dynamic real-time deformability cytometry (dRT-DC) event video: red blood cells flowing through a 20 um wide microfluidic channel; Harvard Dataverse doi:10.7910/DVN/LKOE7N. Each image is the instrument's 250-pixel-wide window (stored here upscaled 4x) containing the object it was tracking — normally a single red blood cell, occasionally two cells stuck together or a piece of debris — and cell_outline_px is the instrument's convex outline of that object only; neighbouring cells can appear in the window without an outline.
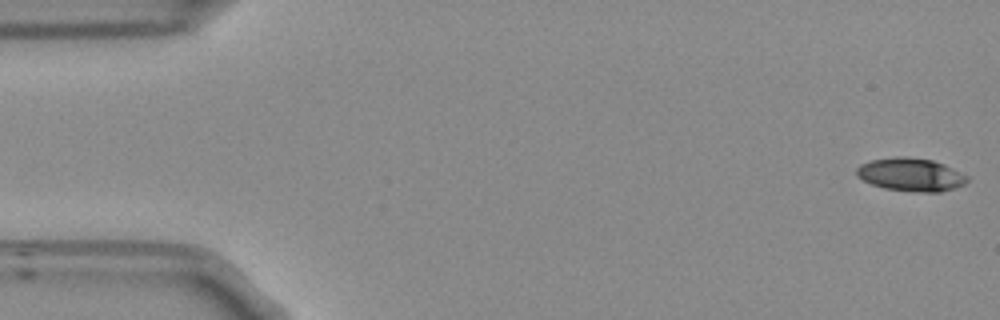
{"species": "Egyptian fruit bat (a non-hibernating species)", "species_latin": "Rousettus aegyptiacus", "temperature_condition": "room temperature", "stored_images_in_passage": 49, "camera_frame_rate_fps": 3000, "um_per_image_px": 0.085, "frame": {"image": 1, "passage_image": 1, "time_ms": 0.0, "image_size_px": [1000, 320], "cell_outline_px": [[968, 180], [964, 184], [940, 192], [912, 192], [884, 188], [872, 184], [856, 176], [856, 168], [860, 164], [872, 160], [892, 156], [904, 156], [932, 160], [944, 164], [968, 176]], "centroid_in_image_um": [77.39, 14.83], "position_along_channel_um": 7.6, "area_um2": 21.39}}
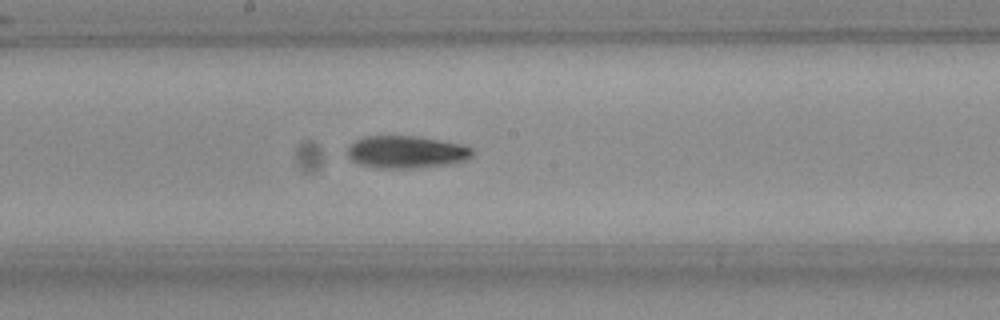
{"frame": {"image": 2, "passage_image": 28, "time_ms": 9.0, "image_size_px": [1000, 320], "cell_outline_px": [[472, 156], [468, 160], [452, 164], [416, 168], [376, 168], [360, 164], [352, 160], [348, 156], [348, 148], [356, 140], [364, 136], [416, 136], [464, 144], [472, 148]], "centroid_in_image_um": [34.58, 12.92], "position_along_channel_um": 213.6, "area_um2": 23.76}}
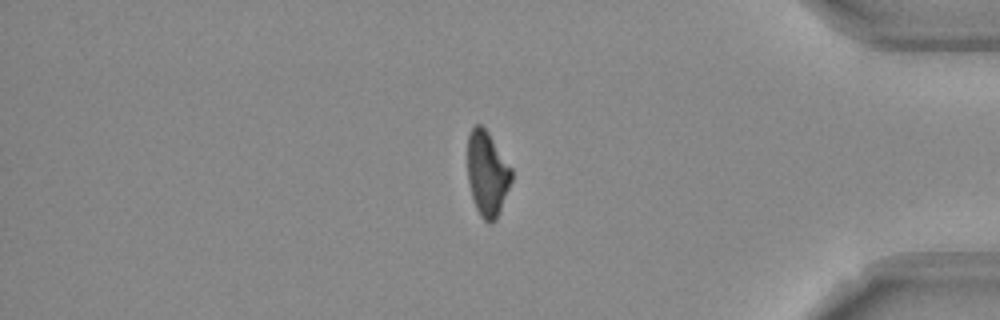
{"frame": {"image": 3, "passage_image": 45, "time_ms": 14.667, "image_size_px": [1000, 320], "cell_outline_px": [[512, 180], [496, 220], [488, 224], [480, 216], [476, 208], [472, 196], [468, 180], [468, 136], [472, 128], [476, 124], [480, 124], [488, 132], [512, 168]], "centroid_in_image_um": [41.42, 14.77], "position_along_channel_um": 393.8, "area_um2": 21.62}, "authors_computed_cell_mechanics": {"area_um2": 22.6576, "velocity_mm_per_s": 3.7527, "shape_relaxation_time_tau1_ms": 11.338, "shape_relaxation_time_tau2_ms": null, "deformation_change_tau1": 0.2508, "deformation_change_tau2": null}}